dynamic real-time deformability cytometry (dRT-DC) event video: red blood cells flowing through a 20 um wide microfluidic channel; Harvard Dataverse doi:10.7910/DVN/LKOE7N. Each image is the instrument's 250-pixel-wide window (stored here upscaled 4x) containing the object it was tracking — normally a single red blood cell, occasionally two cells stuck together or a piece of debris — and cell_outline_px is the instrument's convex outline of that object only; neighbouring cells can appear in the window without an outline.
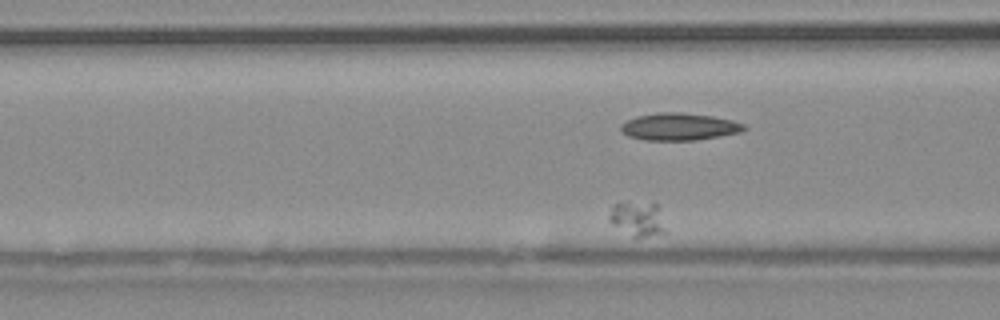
{"species": "common noctule bat (a hibernating species)", "species_latin": "Nyctalus noctula", "temperature_condition": "warm", "stored_images_in_passage": 32, "segment_of_instrument_passage": [2, 2], "camera_frame_rate_fps": 3000, "um_per_image_px": 0.085, "animal": {"sex": "male", "body_mass_g": 20.4}, "frame": {"image": 1, "passage_image": 4, "time_ms": 1.0, "image_size_px": [1000, 320], "cell_outline_px": [[668, 232], [648, 236], [632, 236], [612, 224], [608, 220], [608, 216], [612, 204], [656, 204]], "centroid_in_image_um": [54.19, 18.64], "position_along_channel_um": 112.4, "area_um2": 10.92}}
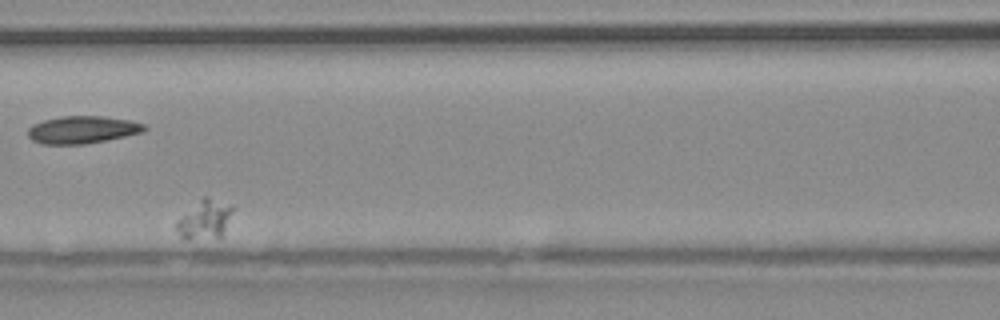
{"frame": {"image": 2, "passage_image": 8, "time_ms": 2.333, "image_size_px": [1000, 320], "cell_outline_px": [[232, 212], [220, 236], [188, 240], [184, 240], [180, 236], [176, 228], [176, 220], [204, 196], [208, 196], [232, 204]], "centroid_in_image_um": [17.37, 18.63], "position_along_channel_um": 149.2, "area_um2": 12.54}}
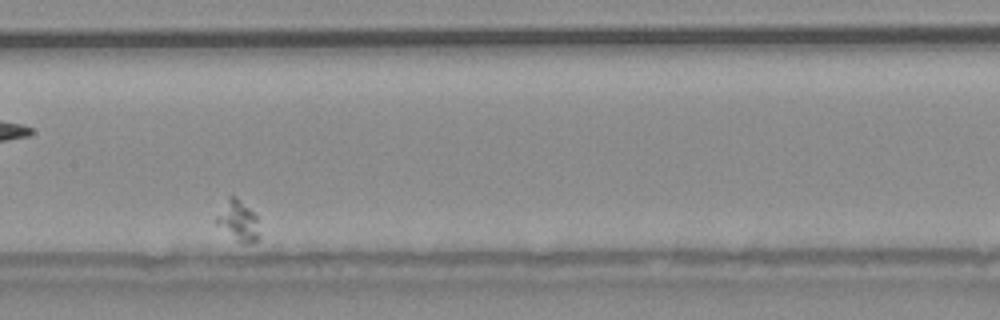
{"frame": {"image": 3, "passage_image": 12, "time_ms": 3.667, "image_size_px": [1000, 320], "cell_outline_px": [[260, 236], [252, 244], [240, 244], [216, 224], [216, 216], [228, 196], [236, 196], [256, 216]], "centroid_in_image_um": [20.24, 18.8], "position_along_channel_um": 187.2, "area_um2": 10.12}}